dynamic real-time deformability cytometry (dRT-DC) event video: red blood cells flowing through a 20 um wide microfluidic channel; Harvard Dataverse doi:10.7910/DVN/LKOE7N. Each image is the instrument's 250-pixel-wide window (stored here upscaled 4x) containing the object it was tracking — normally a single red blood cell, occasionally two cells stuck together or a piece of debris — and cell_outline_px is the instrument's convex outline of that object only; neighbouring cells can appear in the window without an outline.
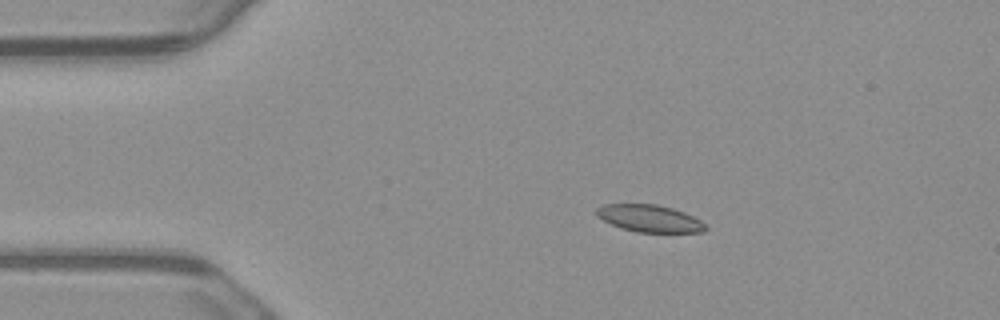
{"species": "common noctule bat (a hibernating species)", "species_latin": "Nyctalus noctula", "temperature_condition": "warm", "stored_images_in_passage": 6, "camera_frame_rate_fps": 3000, "um_per_image_px": 0.085, "animal": {"sex": "male", "body_mass_g": 23.1, "forearm_length_mm": 52.7}, "frame": {"image": 1, "passage_image": 3, "time_ms": 0.667, "image_size_px": [1000, 320], "cell_outline_px": [[708, 228], [704, 232], [636, 232], [620, 228], [596, 216], [596, 208], [604, 204], [656, 204], [672, 208], [684, 212], [700, 220]], "centroid_in_image_um": [55.2, 18.56], "position_along_channel_um": 29.8, "area_um2": 17.22}}
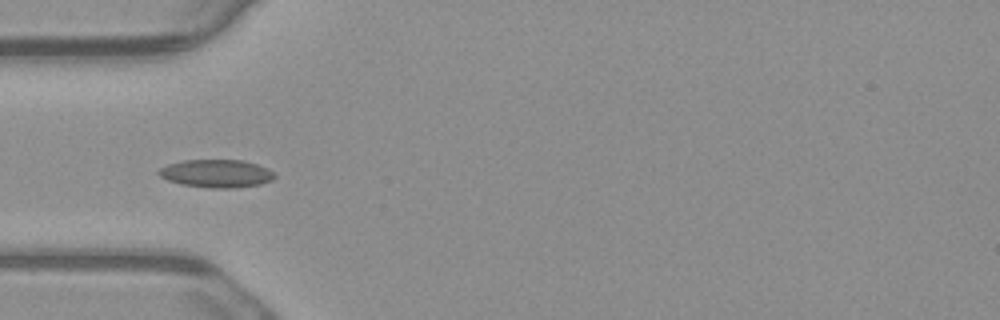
{"frame": {"image": 2, "passage_image": 5, "time_ms": 1.333, "image_size_px": [1000, 320], "cell_outline_px": [[276, 176], [272, 180], [260, 184], [236, 188], [208, 188], [180, 184], [168, 180], [160, 176], [156, 172], [160, 168], [168, 164], [184, 160], [244, 160], [268, 168], [276, 172]], "centroid_in_image_um": [18.42, 14.75], "position_along_channel_um": 66.6, "area_um2": 19.07}}
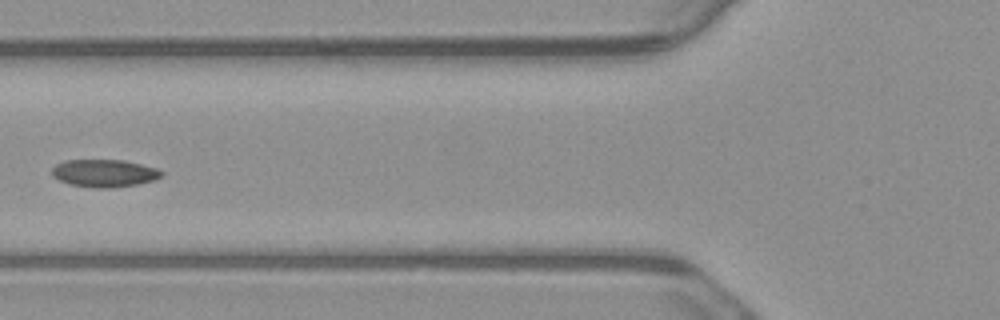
{"frame": {"image": 3, "passage_image": 6, "time_ms": 1.667, "image_size_px": [1000, 320], "cell_outline_px": [[164, 176], [156, 180], [136, 184], [112, 188], [96, 188], [68, 184], [52, 176], [52, 168], [56, 164], [64, 160], [124, 160], [156, 168], [164, 172]], "centroid_in_image_um": [8.88, 14.72], "position_along_channel_um": 116.9, "area_um2": 17.74}}